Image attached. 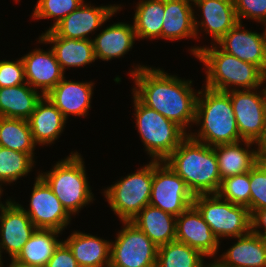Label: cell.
Returning <instances> with one entry per match:
<instances>
[{"mask_svg":"<svg viewBox=\"0 0 266 267\" xmlns=\"http://www.w3.org/2000/svg\"><path fill=\"white\" fill-rule=\"evenodd\" d=\"M133 69L129 72L135 83L132 94L147 107L179 125L188 134V127L195 122L199 93V90L194 92L193 81L169 75L161 68L136 65Z\"/></svg>","mask_w":266,"mask_h":267,"instance_id":"obj_1","label":"cell"},{"mask_svg":"<svg viewBox=\"0 0 266 267\" xmlns=\"http://www.w3.org/2000/svg\"><path fill=\"white\" fill-rule=\"evenodd\" d=\"M164 162L184 180L194 196L218 192L221 177L212 146L188 135Z\"/></svg>","mask_w":266,"mask_h":267,"instance_id":"obj_2","label":"cell"},{"mask_svg":"<svg viewBox=\"0 0 266 267\" xmlns=\"http://www.w3.org/2000/svg\"><path fill=\"white\" fill-rule=\"evenodd\" d=\"M194 124L200 126L198 133L190 130L188 135L209 146L234 143L240 137L230 95L207 87L199 90Z\"/></svg>","mask_w":266,"mask_h":267,"instance_id":"obj_3","label":"cell"},{"mask_svg":"<svg viewBox=\"0 0 266 267\" xmlns=\"http://www.w3.org/2000/svg\"><path fill=\"white\" fill-rule=\"evenodd\" d=\"M189 49L205 66V87L228 92L263 86L265 74L256 65L226 53L217 44L213 43L210 47L193 46Z\"/></svg>","mask_w":266,"mask_h":267,"instance_id":"obj_4","label":"cell"},{"mask_svg":"<svg viewBox=\"0 0 266 267\" xmlns=\"http://www.w3.org/2000/svg\"><path fill=\"white\" fill-rule=\"evenodd\" d=\"M70 154L58 161L50 171L38 172V175L52 189L66 211L73 216L95 199L85 171L83 157L77 151Z\"/></svg>","mask_w":266,"mask_h":267,"instance_id":"obj_5","label":"cell"},{"mask_svg":"<svg viewBox=\"0 0 266 267\" xmlns=\"http://www.w3.org/2000/svg\"><path fill=\"white\" fill-rule=\"evenodd\" d=\"M136 128L151 161H164L188 136L176 123L144 105L134 94Z\"/></svg>","mask_w":266,"mask_h":267,"instance_id":"obj_6","label":"cell"},{"mask_svg":"<svg viewBox=\"0 0 266 267\" xmlns=\"http://www.w3.org/2000/svg\"><path fill=\"white\" fill-rule=\"evenodd\" d=\"M153 176L154 161L150 160L149 164L103 189L106 201L121 222L132 221L150 203Z\"/></svg>","mask_w":266,"mask_h":267,"instance_id":"obj_7","label":"cell"},{"mask_svg":"<svg viewBox=\"0 0 266 267\" xmlns=\"http://www.w3.org/2000/svg\"><path fill=\"white\" fill-rule=\"evenodd\" d=\"M193 205L219 241L251 232V213L245 206L233 204L217 194L196 195Z\"/></svg>","mask_w":266,"mask_h":267,"instance_id":"obj_8","label":"cell"},{"mask_svg":"<svg viewBox=\"0 0 266 267\" xmlns=\"http://www.w3.org/2000/svg\"><path fill=\"white\" fill-rule=\"evenodd\" d=\"M111 241L109 267H156L158 247L131 221Z\"/></svg>","mask_w":266,"mask_h":267,"instance_id":"obj_9","label":"cell"},{"mask_svg":"<svg viewBox=\"0 0 266 267\" xmlns=\"http://www.w3.org/2000/svg\"><path fill=\"white\" fill-rule=\"evenodd\" d=\"M194 195L164 161H154L150 205L175 217L193 205Z\"/></svg>","mask_w":266,"mask_h":267,"instance_id":"obj_10","label":"cell"},{"mask_svg":"<svg viewBox=\"0 0 266 267\" xmlns=\"http://www.w3.org/2000/svg\"><path fill=\"white\" fill-rule=\"evenodd\" d=\"M228 93L240 137L259 144L266 133V100L262 88L231 90Z\"/></svg>","mask_w":266,"mask_h":267,"instance_id":"obj_11","label":"cell"},{"mask_svg":"<svg viewBox=\"0 0 266 267\" xmlns=\"http://www.w3.org/2000/svg\"><path fill=\"white\" fill-rule=\"evenodd\" d=\"M33 185L28 209L17 204L27 213L36 229L63 232L72 220L71 215L39 175L36 176Z\"/></svg>","mask_w":266,"mask_h":267,"instance_id":"obj_12","label":"cell"},{"mask_svg":"<svg viewBox=\"0 0 266 267\" xmlns=\"http://www.w3.org/2000/svg\"><path fill=\"white\" fill-rule=\"evenodd\" d=\"M122 9L121 5H102L95 7L86 2L62 19L51 30L58 37L89 40L98 28Z\"/></svg>","mask_w":266,"mask_h":267,"instance_id":"obj_13","label":"cell"},{"mask_svg":"<svg viewBox=\"0 0 266 267\" xmlns=\"http://www.w3.org/2000/svg\"><path fill=\"white\" fill-rule=\"evenodd\" d=\"M35 230L27 213L15 201L11 200L0 211V267L2 250L15 258Z\"/></svg>","mask_w":266,"mask_h":267,"instance_id":"obj_14","label":"cell"},{"mask_svg":"<svg viewBox=\"0 0 266 267\" xmlns=\"http://www.w3.org/2000/svg\"><path fill=\"white\" fill-rule=\"evenodd\" d=\"M226 53L256 65L266 75V37L238 22L217 43Z\"/></svg>","mask_w":266,"mask_h":267,"instance_id":"obj_15","label":"cell"},{"mask_svg":"<svg viewBox=\"0 0 266 267\" xmlns=\"http://www.w3.org/2000/svg\"><path fill=\"white\" fill-rule=\"evenodd\" d=\"M176 241L200 251L207 258H215L221 242L194 205L176 217Z\"/></svg>","mask_w":266,"mask_h":267,"instance_id":"obj_16","label":"cell"},{"mask_svg":"<svg viewBox=\"0 0 266 267\" xmlns=\"http://www.w3.org/2000/svg\"><path fill=\"white\" fill-rule=\"evenodd\" d=\"M21 59L26 83L36 91H41L43 96H46L65 77L51 48L48 51L35 48Z\"/></svg>","mask_w":266,"mask_h":267,"instance_id":"obj_17","label":"cell"},{"mask_svg":"<svg viewBox=\"0 0 266 267\" xmlns=\"http://www.w3.org/2000/svg\"><path fill=\"white\" fill-rule=\"evenodd\" d=\"M193 7L200 10L202 19L198 21L194 15V25L196 38L201 30L206 32V35H211L214 44L218 41L237 23L238 19L235 12L233 0H192ZM202 11V12H201Z\"/></svg>","mask_w":266,"mask_h":267,"instance_id":"obj_18","label":"cell"},{"mask_svg":"<svg viewBox=\"0 0 266 267\" xmlns=\"http://www.w3.org/2000/svg\"><path fill=\"white\" fill-rule=\"evenodd\" d=\"M94 82L66 80L64 77L46 97L61 111L68 120L74 116H87L91 108Z\"/></svg>","mask_w":266,"mask_h":267,"instance_id":"obj_19","label":"cell"},{"mask_svg":"<svg viewBox=\"0 0 266 267\" xmlns=\"http://www.w3.org/2000/svg\"><path fill=\"white\" fill-rule=\"evenodd\" d=\"M252 145L257 147L252 149ZM213 148L217 157L221 180L249 172L262 158L258 144L249 140L220 144L213 146Z\"/></svg>","mask_w":266,"mask_h":267,"instance_id":"obj_20","label":"cell"},{"mask_svg":"<svg viewBox=\"0 0 266 267\" xmlns=\"http://www.w3.org/2000/svg\"><path fill=\"white\" fill-rule=\"evenodd\" d=\"M37 39L39 44H52L51 49L64 73L66 69L70 70V67L83 66L84 68L96 60L92 39L77 40L58 37L52 30H45V33Z\"/></svg>","mask_w":266,"mask_h":267,"instance_id":"obj_21","label":"cell"},{"mask_svg":"<svg viewBox=\"0 0 266 267\" xmlns=\"http://www.w3.org/2000/svg\"><path fill=\"white\" fill-rule=\"evenodd\" d=\"M135 40L134 25L117 22L107 26L92 39L95 59L108 62L124 57L133 48Z\"/></svg>","mask_w":266,"mask_h":267,"instance_id":"obj_22","label":"cell"},{"mask_svg":"<svg viewBox=\"0 0 266 267\" xmlns=\"http://www.w3.org/2000/svg\"><path fill=\"white\" fill-rule=\"evenodd\" d=\"M66 122L61 111L46 96L37 103L28 119L34 142L41 146L54 144L65 129Z\"/></svg>","mask_w":266,"mask_h":267,"instance_id":"obj_23","label":"cell"},{"mask_svg":"<svg viewBox=\"0 0 266 267\" xmlns=\"http://www.w3.org/2000/svg\"><path fill=\"white\" fill-rule=\"evenodd\" d=\"M62 241L71 250L79 267H109L110 241L81 231H73Z\"/></svg>","mask_w":266,"mask_h":267,"instance_id":"obj_24","label":"cell"},{"mask_svg":"<svg viewBox=\"0 0 266 267\" xmlns=\"http://www.w3.org/2000/svg\"><path fill=\"white\" fill-rule=\"evenodd\" d=\"M228 250L214 260L223 267H266V240L252 232L235 238Z\"/></svg>","mask_w":266,"mask_h":267,"instance_id":"obj_25","label":"cell"},{"mask_svg":"<svg viewBox=\"0 0 266 267\" xmlns=\"http://www.w3.org/2000/svg\"><path fill=\"white\" fill-rule=\"evenodd\" d=\"M192 0H164L162 39L169 41L183 38L196 39Z\"/></svg>","mask_w":266,"mask_h":267,"instance_id":"obj_26","label":"cell"},{"mask_svg":"<svg viewBox=\"0 0 266 267\" xmlns=\"http://www.w3.org/2000/svg\"><path fill=\"white\" fill-rule=\"evenodd\" d=\"M157 246L176 240V217L148 204L131 221Z\"/></svg>","mask_w":266,"mask_h":267,"instance_id":"obj_27","label":"cell"},{"mask_svg":"<svg viewBox=\"0 0 266 267\" xmlns=\"http://www.w3.org/2000/svg\"><path fill=\"white\" fill-rule=\"evenodd\" d=\"M43 95L28 83L0 88V117L28 120Z\"/></svg>","mask_w":266,"mask_h":267,"instance_id":"obj_28","label":"cell"},{"mask_svg":"<svg viewBox=\"0 0 266 267\" xmlns=\"http://www.w3.org/2000/svg\"><path fill=\"white\" fill-rule=\"evenodd\" d=\"M133 25L138 39H162L164 0H139Z\"/></svg>","mask_w":266,"mask_h":267,"instance_id":"obj_29","label":"cell"},{"mask_svg":"<svg viewBox=\"0 0 266 267\" xmlns=\"http://www.w3.org/2000/svg\"><path fill=\"white\" fill-rule=\"evenodd\" d=\"M60 233L62 234L51 229H36L15 258L32 265L46 267L55 249L62 242L57 239Z\"/></svg>","mask_w":266,"mask_h":267,"instance_id":"obj_30","label":"cell"},{"mask_svg":"<svg viewBox=\"0 0 266 267\" xmlns=\"http://www.w3.org/2000/svg\"><path fill=\"white\" fill-rule=\"evenodd\" d=\"M28 120L0 117V146L29 154L34 160L36 147Z\"/></svg>","mask_w":266,"mask_h":267,"instance_id":"obj_31","label":"cell"},{"mask_svg":"<svg viewBox=\"0 0 266 267\" xmlns=\"http://www.w3.org/2000/svg\"><path fill=\"white\" fill-rule=\"evenodd\" d=\"M203 257L200 251L175 240L158 247L156 267H206Z\"/></svg>","mask_w":266,"mask_h":267,"instance_id":"obj_32","label":"cell"},{"mask_svg":"<svg viewBox=\"0 0 266 267\" xmlns=\"http://www.w3.org/2000/svg\"><path fill=\"white\" fill-rule=\"evenodd\" d=\"M35 160L27 153L14 151L0 146V182L11 184L21 177H26Z\"/></svg>","mask_w":266,"mask_h":267,"instance_id":"obj_33","label":"cell"},{"mask_svg":"<svg viewBox=\"0 0 266 267\" xmlns=\"http://www.w3.org/2000/svg\"><path fill=\"white\" fill-rule=\"evenodd\" d=\"M216 194L233 204L245 206L250 211L251 190L249 172L221 180L219 190Z\"/></svg>","mask_w":266,"mask_h":267,"instance_id":"obj_34","label":"cell"},{"mask_svg":"<svg viewBox=\"0 0 266 267\" xmlns=\"http://www.w3.org/2000/svg\"><path fill=\"white\" fill-rule=\"evenodd\" d=\"M84 2V0H38L31 17L36 20L49 18L55 20L47 29L51 30Z\"/></svg>","mask_w":266,"mask_h":267,"instance_id":"obj_35","label":"cell"},{"mask_svg":"<svg viewBox=\"0 0 266 267\" xmlns=\"http://www.w3.org/2000/svg\"><path fill=\"white\" fill-rule=\"evenodd\" d=\"M250 213L266 209V158H261L249 171Z\"/></svg>","mask_w":266,"mask_h":267,"instance_id":"obj_36","label":"cell"},{"mask_svg":"<svg viewBox=\"0 0 266 267\" xmlns=\"http://www.w3.org/2000/svg\"><path fill=\"white\" fill-rule=\"evenodd\" d=\"M26 83L24 64L21 58L16 61L0 60V88Z\"/></svg>","mask_w":266,"mask_h":267,"instance_id":"obj_37","label":"cell"},{"mask_svg":"<svg viewBox=\"0 0 266 267\" xmlns=\"http://www.w3.org/2000/svg\"><path fill=\"white\" fill-rule=\"evenodd\" d=\"M238 22L243 19L261 23L266 17V0H233Z\"/></svg>","mask_w":266,"mask_h":267,"instance_id":"obj_38","label":"cell"},{"mask_svg":"<svg viewBox=\"0 0 266 267\" xmlns=\"http://www.w3.org/2000/svg\"><path fill=\"white\" fill-rule=\"evenodd\" d=\"M46 267H79V265L71 250L62 241L55 249Z\"/></svg>","mask_w":266,"mask_h":267,"instance_id":"obj_39","label":"cell"},{"mask_svg":"<svg viewBox=\"0 0 266 267\" xmlns=\"http://www.w3.org/2000/svg\"><path fill=\"white\" fill-rule=\"evenodd\" d=\"M251 232L266 240V209L256 210L251 214Z\"/></svg>","mask_w":266,"mask_h":267,"instance_id":"obj_40","label":"cell"},{"mask_svg":"<svg viewBox=\"0 0 266 267\" xmlns=\"http://www.w3.org/2000/svg\"><path fill=\"white\" fill-rule=\"evenodd\" d=\"M10 259H11V262L9 263V265H7L8 267H41V266H36L30 263L20 261L16 258H10ZM1 267H4V266L2 265Z\"/></svg>","mask_w":266,"mask_h":267,"instance_id":"obj_41","label":"cell"},{"mask_svg":"<svg viewBox=\"0 0 266 267\" xmlns=\"http://www.w3.org/2000/svg\"><path fill=\"white\" fill-rule=\"evenodd\" d=\"M259 151L262 158H266V133L262 141L258 144Z\"/></svg>","mask_w":266,"mask_h":267,"instance_id":"obj_42","label":"cell"},{"mask_svg":"<svg viewBox=\"0 0 266 267\" xmlns=\"http://www.w3.org/2000/svg\"><path fill=\"white\" fill-rule=\"evenodd\" d=\"M2 185L3 183L0 182V199H1V196L3 195V189H2ZM2 194V195H1ZM12 199L9 198L6 200L5 204L4 202L2 203V201L0 200V211L11 201Z\"/></svg>","mask_w":266,"mask_h":267,"instance_id":"obj_43","label":"cell"},{"mask_svg":"<svg viewBox=\"0 0 266 267\" xmlns=\"http://www.w3.org/2000/svg\"><path fill=\"white\" fill-rule=\"evenodd\" d=\"M206 267H223V266H221V265H220L219 263H217L215 260H214V261L212 260V262L206 264Z\"/></svg>","mask_w":266,"mask_h":267,"instance_id":"obj_44","label":"cell"},{"mask_svg":"<svg viewBox=\"0 0 266 267\" xmlns=\"http://www.w3.org/2000/svg\"><path fill=\"white\" fill-rule=\"evenodd\" d=\"M266 83V75L264 77V80H263V85ZM266 85V84H265ZM263 92H264V96H265V100H266V86H263Z\"/></svg>","mask_w":266,"mask_h":267,"instance_id":"obj_45","label":"cell"},{"mask_svg":"<svg viewBox=\"0 0 266 267\" xmlns=\"http://www.w3.org/2000/svg\"><path fill=\"white\" fill-rule=\"evenodd\" d=\"M261 24L265 27L263 34H264L265 37H266V17H265L264 20L261 22Z\"/></svg>","mask_w":266,"mask_h":267,"instance_id":"obj_46","label":"cell"}]
</instances>
